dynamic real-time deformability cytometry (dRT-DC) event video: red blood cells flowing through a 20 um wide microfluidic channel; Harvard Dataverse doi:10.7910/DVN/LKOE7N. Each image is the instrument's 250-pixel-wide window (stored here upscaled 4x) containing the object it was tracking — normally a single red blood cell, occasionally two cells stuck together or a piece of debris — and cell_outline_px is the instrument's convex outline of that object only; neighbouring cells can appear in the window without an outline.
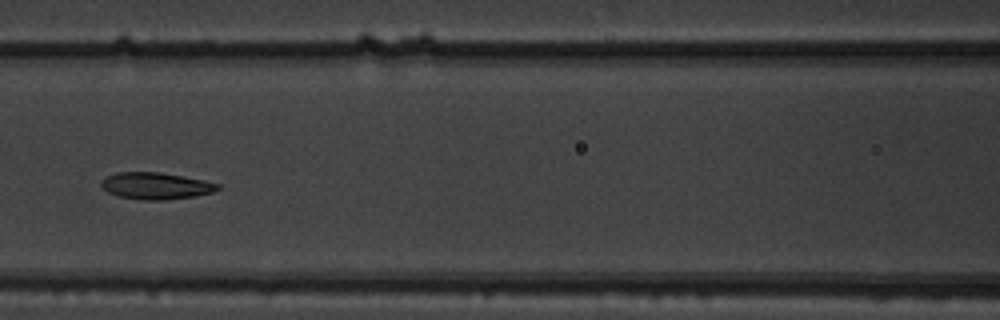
{"species": "common noctule bat (a hibernating species)", "species_latin": "Nyctalus noctula", "temperature_condition": "warm", "stored_images_in_passage": 8, "camera_frame_rate_fps": 3000, "um_per_image_px": 0.085, "animal": {"sex": "male", "body_mass_g": 19.5, "forearm_length_mm": 54.6}, "frame": {"image": 1, "passage_image": 8, "time_ms": 2.333, "image_size_px": [1000, 320], "cell_outline_px": [[220, 188], [212, 192], [196, 196], [164, 200], [140, 200], [116, 196], [100, 188], [100, 180], [116, 172], [160, 172], [204, 180], [220, 184]], "centroid_in_image_um": [13.2, 15.8], "position_along_channel_um": 153.4, "area_um2": 18.38}}